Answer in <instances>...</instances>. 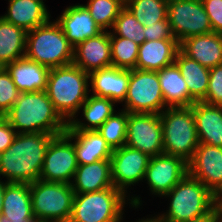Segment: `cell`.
<instances>
[{
  "label": "cell",
  "instance_id": "cell-29",
  "mask_svg": "<svg viewBox=\"0 0 222 222\" xmlns=\"http://www.w3.org/2000/svg\"><path fill=\"white\" fill-rule=\"evenodd\" d=\"M174 63L186 82L189 95L196 102H201L207 94L210 69L189 58L181 50L178 51Z\"/></svg>",
  "mask_w": 222,
  "mask_h": 222
},
{
  "label": "cell",
  "instance_id": "cell-45",
  "mask_svg": "<svg viewBox=\"0 0 222 222\" xmlns=\"http://www.w3.org/2000/svg\"><path fill=\"white\" fill-rule=\"evenodd\" d=\"M0 222H12L3 215H0ZM24 222H38L36 219H27Z\"/></svg>",
  "mask_w": 222,
  "mask_h": 222
},
{
  "label": "cell",
  "instance_id": "cell-18",
  "mask_svg": "<svg viewBox=\"0 0 222 222\" xmlns=\"http://www.w3.org/2000/svg\"><path fill=\"white\" fill-rule=\"evenodd\" d=\"M129 78V69L110 66L95 70L89 73V91L93 96L109 98L120 104L125 100Z\"/></svg>",
  "mask_w": 222,
  "mask_h": 222
},
{
  "label": "cell",
  "instance_id": "cell-16",
  "mask_svg": "<svg viewBox=\"0 0 222 222\" xmlns=\"http://www.w3.org/2000/svg\"><path fill=\"white\" fill-rule=\"evenodd\" d=\"M55 21L73 47L103 31L95 23L87 8L79 3L66 7Z\"/></svg>",
  "mask_w": 222,
  "mask_h": 222
},
{
  "label": "cell",
  "instance_id": "cell-38",
  "mask_svg": "<svg viewBox=\"0 0 222 222\" xmlns=\"http://www.w3.org/2000/svg\"><path fill=\"white\" fill-rule=\"evenodd\" d=\"M144 35L146 41L175 39L170 28L168 17L164 20L155 22V24L144 27Z\"/></svg>",
  "mask_w": 222,
  "mask_h": 222
},
{
  "label": "cell",
  "instance_id": "cell-25",
  "mask_svg": "<svg viewBox=\"0 0 222 222\" xmlns=\"http://www.w3.org/2000/svg\"><path fill=\"white\" fill-rule=\"evenodd\" d=\"M8 2L7 13L1 17L26 32L50 20L49 10L38 2L32 0H8Z\"/></svg>",
  "mask_w": 222,
  "mask_h": 222
},
{
  "label": "cell",
  "instance_id": "cell-27",
  "mask_svg": "<svg viewBox=\"0 0 222 222\" xmlns=\"http://www.w3.org/2000/svg\"><path fill=\"white\" fill-rule=\"evenodd\" d=\"M68 132L73 136L78 165L111 158L113 150L97 130Z\"/></svg>",
  "mask_w": 222,
  "mask_h": 222
},
{
  "label": "cell",
  "instance_id": "cell-13",
  "mask_svg": "<svg viewBox=\"0 0 222 222\" xmlns=\"http://www.w3.org/2000/svg\"><path fill=\"white\" fill-rule=\"evenodd\" d=\"M149 160L147 154L127 145L113 150L110 158L113 186L130 199L127 189L144 181Z\"/></svg>",
  "mask_w": 222,
  "mask_h": 222
},
{
  "label": "cell",
  "instance_id": "cell-26",
  "mask_svg": "<svg viewBox=\"0 0 222 222\" xmlns=\"http://www.w3.org/2000/svg\"><path fill=\"white\" fill-rule=\"evenodd\" d=\"M2 215L12 222L35 219L32 212L30 184L7 183L3 195Z\"/></svg>",
  "mask_w": 222,
  "mask_h": 222
},
{
  "label": "cell",
  "instance_id": "cell-14",
  "mask_svg": "<svg viewBox=\"0 0 222 222\" xmlns=\"http://www.w3.org/2000/svg\"><path fill=\"white\" fill-rule=\"evenodd\" d=\"M188 173V162L165 153L150 157L144 180L153 196L163 197Z\"/></svg>",
  "mask_w": 222,
  "mask_h": 222
},
{
  "label": "cell",
  "instance_id": "cell-21",
  "mask_svg": "<svg viewBox=\"0 0 222 222\" xmlns=\"http://www.w3.org/2000/svg\"><path fill=\"white\" fill-rule=\"evenodd\" d=\"M20 92L45 91L50 69L26 57L4 67Z\"/></svg>",
  "mask_w": 222,
  "mask_h": 222
},
{
  "label": "cell",
  "instance_id": "cell-46",
  "mask_svg": "<svg viewBox=\"0 0 222 222\" xmlns=\"http://www.w3.org/2000/svg\"><path fill=\"white\" fill-rule=\"evenodd\" d=\"M32 1H35V2H38V3L42 4L47 9L46 4L43 0H32Z\"/></svg>",
  "mask_w": 222,
  "mask_h": 222
},
{
  "label": "cell",
  "instance_id": "cell-17",
  "mask_svg": "<svg viewBox=\"0 0 222 222\" xmlns=\"http://www.w3.org/2000/svg\"><path fill=\"white\" fill-rule=\"evenodd\" d=\"M72 63L87 73L112 66L110 31H102L74 47Z\"/></svg>",
  "mask_w": 222,
  "mask_h": 222
},
{
  "label": "cell",
  "instance_id": "cell-4",
  "mask_svg": "<svg viewBox=\"0 0 222 222\" xmlns=\"http://www.w3.org/2000/svg\"><path fill=\"white\" fill-rule=\"evenodd\" d=\"M140 198L139 195L126 198L114 186L97 192L75 193L68 222H123L125 205L138 209L142 206Z\"/></svg>",
  "mask_w": 222,
  "mask_h": 222
},
{
  "label": "cell",
  "instance_id": "cell-15",
  "mask_svg": "<svg viewBox=\"0 0 222 222\" xmlns=\"http://www.w3.org/2000/svg\"><path fill=\"white\" fill-rule=\"evenodd\" d=\"M188 173L213 193L222 183V147L199 143L188 162Z\"/></svg>",
  "mask_w": 222,
  "mask_h": 222
},
{
  "label": "cell",
  "instance_id": "cell-8",
  "mask_svg": "<svg viewBox=\"0 0 222 222\" xmlns=\"http://www.w3.org/2000/svg\"><path fill=\"white\" fill-rule=\"evenodd\" d=\"M30 193L37 221H69L75 196L71 184L39 179L30 184Z\"/></svg>",
  "mask_w": 222,
  "mask_h": 222
},
{
  "label": "cell",
  "instance_id": "cell-23",
  "mask_svg": "<svg viewBox=\"0 0 222 222\" xmlns=\"http://www.w3.org/2000/svg\"><path fill=\"white\" fill-rule=\"evenodd\" d=\"M191 108L199 143L222 147V106L195 102Z\"/></svg>",
  "mask_w": 222,
  "mask_h": 222
},
{
  "label": "cell",
  "instance_id": "cell-47",
  "mask_svg": "<svg viewBox=\"0 0 222 222\" xmlns=\"http://www.w3.org/2000/svg\"><path fill=\"white\" fill-rule=\"evenodd\" d=\"M4 118V115L0 112V120Z\"/></svg>",
  "mask_w": 222,
  "mask_h": 222
},
{
  "label": "cell",
  "instance_id": "cell-36",
  "mask_svg": "<svg viewBox=\"0 0 222 222\" xmlns=\"http://www.w3.org/2000/svg\"><path fill=\"white\" fill-rule=\"evenodd\" d=\"M20 93L10 74L3 68L0 71V112L3 115L14 105Z\"/></svg>",
  "mask_w": 222,
  "mask_h": 222
},
{
  "label": "cell",
  "instance_id": "cell-6",
  "mask_svg": "<svg viewBox=\"0 0 222 222\" xmlns=\"http://www.w3.org/2000/svg\"><path fill=\"white\" fill-rule=\"evenodd\" d=\"M168 210L158 216L164 222H185L208 214L213 207V193L187 173L167 194Z\"/></svg>",
  "mask_w": 222,
  "mask_h": 222
},
{
  "label": "cell",
  "instance_id": "cell-30",
  "mask_svg": "<svg viewBox=\"0 0 222 222\" xmlns=\"http://www.w3.org/2000/svg\"><path fill=\"white\" fill-rule=\"evenodd\" d=\"M27 32L0 16V64L6 66L25 57Z\"/></svg>",
  "mask_w": 222,
  "mask_h": 222
},
{
  "label": "cell",
  "instance_id": "cell-28",
  "mask_svg": "<svg viewBox=\"0 0 222 222\" xmlns=\"http://www.w3.org/2000/svg\"><path fill=\"white\" fill-rule=\"evenodd\" d=\"M157 73L164 102L168 107L192 106L196 102L189 95L186 82L175 63Z\"/></svg>",
  "mask_w": 222,
  "mask_h": 222
},
{
  "label": "cell",
  "instance_id": "cell-34",
  "mask_svg": "<svg viewBox=\"0 0 222 222\" xmlns=\"http://www.w3.org/2000/svg\"><path fill=\"white\" fill-rule=\"evenodd\" d=\"M83 5L103 31L112 28L120 11L125 7L122 0H88L87 4Z\"/></svg>",
  "mask_w": 222,
  "mask_h": 222
},
{
  "label": "cell",
  "instance_id": "cell-11",
  "mask_svg": "<svg viewBox=\"0 0 222 222\" xmlns=\"http://www.w3.org/2000/svg\"><path fill=\"white\" fill-rule=\"evenodd\" d=\"M167 17L179 43L192 36L213 32L202 0H168Z\"/></svg>",
  "mask_w": 222,
  "mask_h": 222
},
{
  "label": "cell",
  "instance_id": "cell-19",
  "mask_svg": "<svg viewBox=\"0 0 222 222\" xmlns=\"http://www.w3.org/2000/svg\"><path fill=\"white\" fill-rule=\"evenodd\" d=\"M179 50L180 43L177 39L144 41L139 45L136 69L160 71L174 64Z\"/></svg>",
  "mask_w": 222,
  "mask_h": 222
},
{
  "label": "cell",
  "instance_id": "cell-31",
  "mask_svg": "<svg viewBox=\"0 0 222 222\" xmlns=\"http://www.w3.org/2000/svg\"><path fill=\"white\" fill-rule=\"evenodd\" d=\"M125 7L146 27L167 18L168 0H127Z\"/></svg>",
  "mask_w": 222,
  "mask_h": 222
},
{
  "label": "cell",
  "instance_id": "cell-24",
  "mask_svg": "<svg viewBox=\"0 0 222 222\" xmlns=\"http://www.w3.org/2000/svg\"><path fill=\"white\" fill-rule=\"evenodd\" d=\"M116 103L109 98L88 95L87 100L79 109L82 118L75 116L67 126V131L97 130L116 110Z\"/></svg>",
  "mask_w": 222,
  "mask_h": 222
},
{
  "label": "cell",
  "instance_id": "cell-42",
  "mask_svg": "<svg viewBox=\"0 0 222 222\" xmlns=\"http://www.w3.org/2000/svg\"><path fill=\"white\" fill-rule=\"evenodd\" d=\"M213 207L222 216V183L213 192Z\"/></svg>",
  "mask_w": 222,
  "mask_h": 222
},
{
  "label": "cell",
  "instance_id": "cell-41",
  "mask_svg": "<svg viewBox=\"0 0 222 222\" xmlns=\"http://www.w3.org/2000/svg\"><path fill=\"white\" fill-rule=\"evenodd\" d=\"M221 215L213 208L208 214L185 222H219Z\"/></svg>",
  "mask_w": 222,
  "mask_h": 222
},
{
  "label": "cell",
  "instance_id": "cell-7",
  "mask_svg": "<svg viewBox=\"0 0 222 222\" xmlns=\"http://www.w3.org/2000/svg\"><path fill=\"white\" fill-rule=\"evenodd\" d=\"M159 115L164 153L189 162L199 145L191 106L167 107Z\"/></svg>",
  "mask_w": 222,
  "mask_h": 222
},
{
  "label": "cell",
  "instance_id": "cell-12",
  "mask_svg": "<svg viewBox=\"0 0 222 222\" xmlns=\"http://www.w3.org/2000/svg\"><path fill=\"white\" fill-rule=\"evenodd\" d=\"M162 136L159 114L128 113L125 145L154 157L164 153Z\"/></svg>",
  "mask_w": 222,
  "mask_h": 222
},
{
  "label": "cell",
  "instance_id": "cell-33",
  "mask_svg": "<svg viewBox=\"0 0 222 222\" xmlns=\"http://www.w3.org/2000/svg\"><path fill=\"white\" fill-rule=\"evenodd\" d=\"M112 66L121 69H135L139 45L134 41L115 36L110 32Z\"/></svg>",
  "mask_w": 222,
  "mask_h": 222
},
{
  "label": "cell",
  "instance_id": "cell-40",
  "mask_svg": "<svg viewBox=\"0 0 222 222\" xmlns=\"http://www.w3.org/2000/svg\"><path fill=\"white\" fill-rule=\"evenodd\" d=\"M17 132L5 119L0 120V154L3 153L14 141Z\"/></svg>",
  "mask_w": 222,
  "mask_h": 222
},
{
  "label": "cell",
  "instance_id": "cell-1",
  "mask_svg": "<svg viewBox=\"0 0 222 222\" xmlns=\"http://www.w3.org/2000/svg\"><path fill=\"white\" fill-rule=\"evenodd\" d=\"M48 133H17L13 143L0 154L1 175L7 183L31 184L40 178L50 140Z\"/></svg>",
  "mask_w": 222,
  "mask_h": 222
},
{
  "label": "cell",
  "instance_id": "cell-43",
  "mask_svg": "<svg viewBox=\"0 0 222 222\" xmlns=\"http://www.w3.org/2000/svg\"><path fill=\"white\" fill-rule=\"evenodd\" d=\"M2 178L0 179V215H2V203H3V195L5 192V185L7 184L6 181H1Z\"/></svg>",
  "mask_w": 222,
  "mask_h": 222
},
{
  "label": "cell",
  "instance_id": "cell-10",
  "mask_svg": "<svg viewBox=\"0 0 222 222\" xmlns=\"http://www.w3.org/2000/svg\"><path fill=\"white\" fill-rule=\"evenodd\" d=\"M77 168L73 136L66 130L50 140L39 179L71 184Z\"/></svg>",
  "mask_w": 222,
  "mask_h": 222
},
{
  "label": "cell",
  "instance_id": "cell-9",
  "mask_svg": "<svg viewBox=\"0 0 222 222\" xmlns=\"http://www.w3.org/2000/svg\"><path fill=\"white\" fill-rule=\"evenodd\" d=\"M123 110L128 113L160 114L168 106L164 102L158 73L140 69L130 70Z\"/></svg>",
  "mask_w": 222,
  "mask_h": 222
},
{
  "label": "cell",
  "instance_id": "cell-48",
  "mask_svg": "<svg viewBox=\"0 0 222 222\" xmlns=\"http://www.w3.org/2000/svg\"><path fill=\"white\" fill-rule=\"evenodd\" d=\"M3 68H4V66H2V65L0 64V71H1Z\"/></svg>",
  "mask_w": 222,
  "mask_h": 222
},
{
  "label": "cell",
  "instance_id": "cell-39",
  "mask_svg": "<svg viewBox=\"0 0 222 222\" xmlns=\"http://www.w3.org/2000/svg\"><path fill=\"white\" fill-rule=\"evenodd\" d=\"M212 31L222 34V0H202Z\"/></svg>",
  "mask_w": 222,
  "mask_h": 222
},
{
  "label": "cell",
  "instance_id": "cell-3",
  "mask_svg": "<svg viewBox=\"0 0 222 222\" xmlns=\"http://www.w3.org/2000/svg\"><path fill=\"white\" fill-rule=\"evenodd\" d=\"M88 82L89 73L73 63L50 69L45 91L67 123L78 116L80 107L87 100L90 93Z\"/></svg>",
  "mask_w": 222,
  "mask_h": 222
},
{
  "label": "cell",
  "instance_id": "cell-20",
  "mask_svg": "<svg viewBox=\"0 0 222 222\" xmlns=\"http://www.w3.org/2000/svg\"><path fill=\"white\" fill-rule=\"evenodd\" d=\"M180 50L189 58L211 69L222 64V34L211 32L183 40Z\"/></svg>",
  "mask_w": 222,
  "mask_h": 222
},
{
  "label": "cell",
  "instance_id": "cell-35",
  "mask_svg": "<svg viewBox=\"0 0 222 222\" xmlns=\"http://www.w3.org/2000/svg\"><path fill=\"white\" fill-rule=\"evenodd\" d=\"M111 29L113 35L130 39L138 45L146 41L144 26L126 7L120 11Z\"/></svg>",
  "mask_w": 222,
  "mask_h": 222
},
{
  "label": "cell",
  "instance_id": "cell-5",
  "mask_svg": "<svg viewBox=\"0 0 222 222\" xmlns=\"http://www.w3.org/2000/svg\"><path fill=\"white\" fill-rule=\"evenodd\" d=\"M25 57L51 68L72 64L74 47L54 20L30 30L26 34Z\"/></svg>",
  "mask_w": 222,
  "mask_h": 222
},
{
  "label": "cell",
  "instance_id": "cell-44",
  "mask_svg": "<svg viewBox=\"0 0 222 222\" xmlns=\"http://www.w3.org/2000/svg\"><path fill=\"white\" fill-rule=\"evenodd\" d=\"M136 222H164L158 215L151 217H143L142 219L137 220Z\"/></svg>",
  "mask_w": 222,
  "mask_h": 222
},
{
  "label": "cell",
  "instance_id": "cell-2",
  "mask_svg": "<svg viewBox=\"0 0 222 222\" xmlns=\"http://www.w3.org/2000/svg\"><path fill=\"white\" fill-rule=\"evenodd\" d=\"M4 118L17 133H48L56 136L64 133L68 126L46 91L21 92Z\"/></svg>",
  "mask_w": 222,
  "mask_h": 222
},
{
  "label": "cell",
  "instance_id": "cell-22",
  "mask_svg": "<svg viewBox=\"0 0 222 222\" xmlns=\"http://www.w3.org/2000/svg\"><path fill=\"white\" fill-rule=\"evenodd\" d=\"M71 186L74 193L97 192L113 187L110 159L78 165Z\"/></svg>",
  "mask_w": 222,
  "mask_h": 222
},
{
  "label": "cell",
  "instance_id": "cell-37",
  "mask_svg": "<svg viewBox=\"0 0 222 222\" xmlns=\"http://www.w3.org/2000/svg\"><path fill=\"white\" fill-rule=\"evenodd\" d=\"M201 102L212 106H222V64L210 69L207 94Z\"/></svg>",
  "mask_w": 222,
  "mask_h": 222
},
{
  "label": "cell",
  "instance_id": "cell-32",
  "mask_svg": "<svg viewBox=\"0 0 222 222\" xmlns=\"http://www.w3.org/2000/svg\"><path fill=\"white\" fill-rule=\"evenodd\" d=\"M116 112L97 129L112 150L124 146L127 135L128 112L123 109Z\"/></svg>",
  "mask_w": 222,
  "mask_h": 222
}]
</instances>
